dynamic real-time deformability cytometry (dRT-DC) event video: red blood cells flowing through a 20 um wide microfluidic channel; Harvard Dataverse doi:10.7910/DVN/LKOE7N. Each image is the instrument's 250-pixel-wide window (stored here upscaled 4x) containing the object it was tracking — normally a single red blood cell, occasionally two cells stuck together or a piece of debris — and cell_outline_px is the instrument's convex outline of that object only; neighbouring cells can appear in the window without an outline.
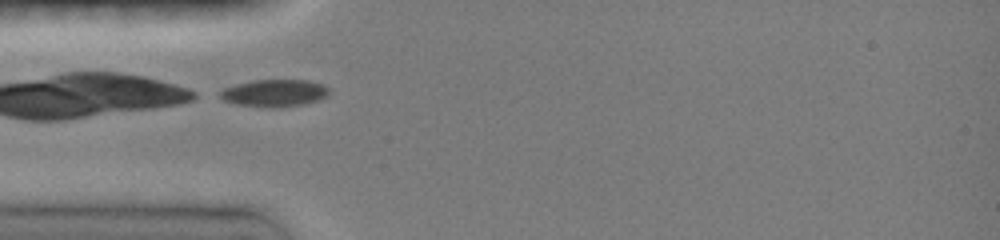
{"species": "common noctule bat (a hibernating species)", "species_latin": "Nyctalus noctula", "temperature_condition": "room temperature", "stored_images_in_passage": 6, "camera_frame_rate_fps": 3000, "um_per_image_px": 0.085, "animal": {"sex": "female", "body_mass_g": 19.0, "forearm_length_mm": 51.5}, "frame": {"image": 1, "passage_image": 1, "time_ms": 0.0, "image_size_px": [1000, 240], "cell_outline_px": [[328, 96], [320, 100], [304, 104], [280, 108], [268, 108], [236, 104], [224, 100], [220, 96], [220, 92], [224, 88], [236, 84], [252, 80], [308, 80], [324, 84], [328, 88]], "centroid_in_image_um": [23.36, 7.92], "position_along_channel_um": 61.6, "area_um2": 17.51}}
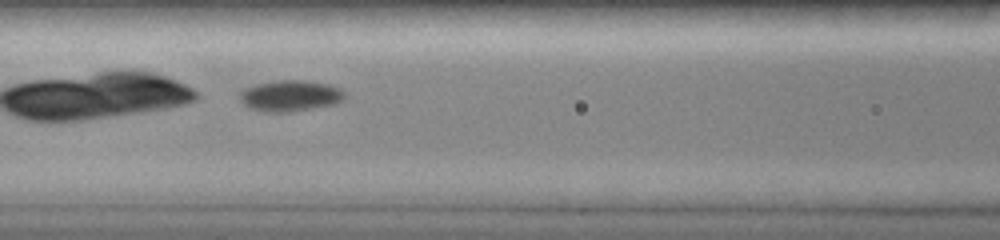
{"frame": {"image": 2, "passage_image": 4, "time_ms": 2.0, "image_size_px": [1000, 240], "cell_outline_px": [[344, 100], [336, 104], [288, 112], [264, 112], [248, 108], [240, 100], [240, 92], [244, 88], [256, 84], [280, 80], [304, 80], [328, 84], [340, 88], [344, 92]], "centroid_in_image_um": [24.66, 8.14], "position_along_channel_um": 141.9, "area_um2": 19.07}}